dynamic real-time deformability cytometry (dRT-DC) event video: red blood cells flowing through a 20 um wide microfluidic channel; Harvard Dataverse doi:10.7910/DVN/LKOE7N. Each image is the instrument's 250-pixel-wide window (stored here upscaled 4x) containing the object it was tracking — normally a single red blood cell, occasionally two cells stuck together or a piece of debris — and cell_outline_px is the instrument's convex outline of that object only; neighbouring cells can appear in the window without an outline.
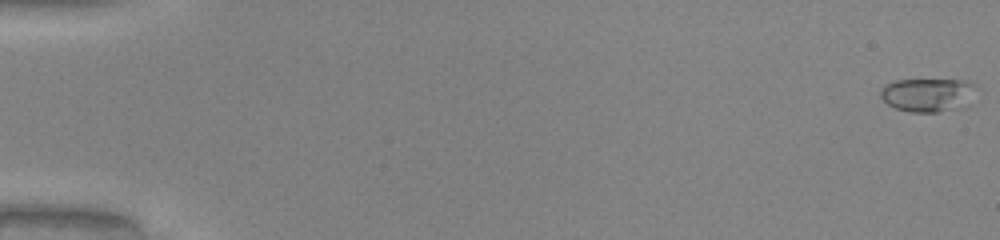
{"species": "common noctule bat (a hibernating species)", "species_latin": "Nyctalus noctula", "temperature_condition": "warm", "stored_images_in_passage": 52, "camera_frame_rate_fps": 3000, "um_per_image_px": 0.085, "animal": {"sex": "male", "body_mass_g": 20.0, "forearm_length_mm": 53.3}, "frame": {"image": 1, "passage_image": 1, "time_ms": 0.0, "image_size_px": [1000, 240], "cell_outline_px": [[976, 84], [968, 104], [960, 108], [936, 112], [908, 112], [896, 108], [888, 104], [880, 96], [880, 92], [884, 84], [896, 80], [968, 80]], "centroid_in_image_um": [78.85, 8.06], "position_along_channel_um": 6.2, "area_um2": 18.73}}
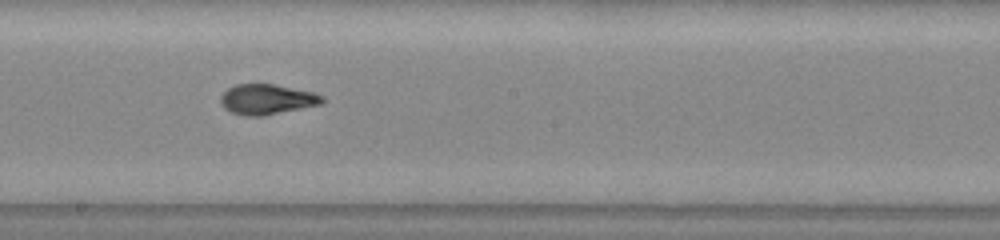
{"frame": {"image": 2, "passage_image": 30, "time_ms": 9.667, "image_size_px": [1000, 240], "cell_outline_px": [[324, 104], [264, 116], [244, 116], [232, 112], [224, 108], [220, 104], [220, 96], [228, 88], [236, 84], [272, 84], [312, 92], [324, 96]], "centroid_in_image_um": [22.69, 8.46], "position_along_channel_um": 225.5, "area_um2": 18.03}}
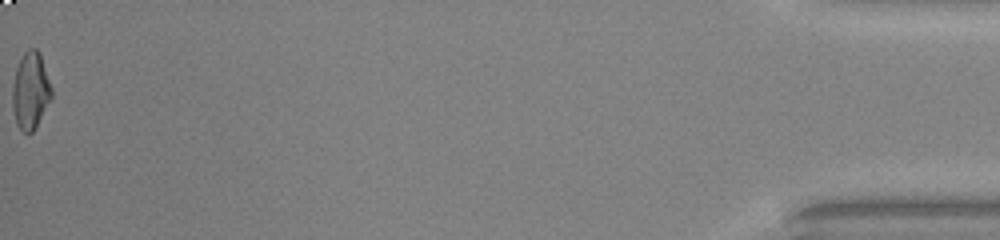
{"frame": {"image": 3, "passage_image": 52, "time_ms": 17.0, "image_size_px": [1000, 240], "cell_outline_px": [[52, 96], [32, 132], [24, 132], [16, 124], [12, 108], [12, 88], [16, 68], [24, 52], [28, 48], [36, 48], [40, 52], [52, 88]], "centroid_in_image_um": [2.58, 7.67], "position_along_channel_um": 432.6, "area_um2": 17.4}, "authors_computed_cell_mechanics": {"area_um2": 17.6868, "velocity_mm_per_s": 4.1258, "shape_relaxation_time_tau1_ms": 10.2289, "shape_relaxation_time_tau2_ms": null, "deformation_change_tau1": 0.3291, "deformation_change_tau2": null}}